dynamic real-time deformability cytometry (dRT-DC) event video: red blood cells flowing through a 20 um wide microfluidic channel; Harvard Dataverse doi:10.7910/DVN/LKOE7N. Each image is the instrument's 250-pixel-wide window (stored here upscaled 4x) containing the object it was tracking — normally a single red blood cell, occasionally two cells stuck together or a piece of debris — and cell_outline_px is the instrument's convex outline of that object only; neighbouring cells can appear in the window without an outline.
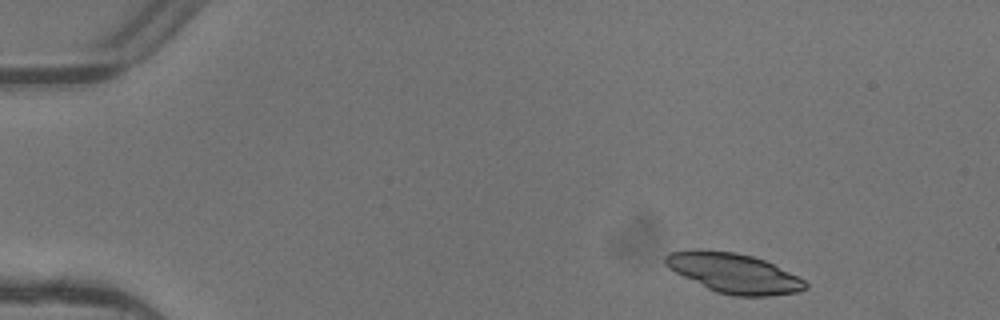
{"species": "common noctule bat (a hibernating species)", "species_latin": "Nyctalus noctula", "temperature_condition": "warm", "stored_images_in_passage": 6, "camera_frame_rate_fps": 3000, "um_per_image_px": 0.085, "animal": {"sex": "female"}, "frame": {"image": 1, "passage_image": 1, "time_ms": 0.0, "image_size_px": [1000, 320], "cell_outline_px": [[808, 288], [800, 292], [772, 296], [732, 296], [716, 292], [668, 268], [664, 264], [664, 256], [672, 252], [736, 252], [752, 256], [764, 260], [804, 280], [808, 284]], "centroid_in_image_um": [62.45, 23.26], "position_along_channel_um": 22.5, "area_um2": 31.44}}